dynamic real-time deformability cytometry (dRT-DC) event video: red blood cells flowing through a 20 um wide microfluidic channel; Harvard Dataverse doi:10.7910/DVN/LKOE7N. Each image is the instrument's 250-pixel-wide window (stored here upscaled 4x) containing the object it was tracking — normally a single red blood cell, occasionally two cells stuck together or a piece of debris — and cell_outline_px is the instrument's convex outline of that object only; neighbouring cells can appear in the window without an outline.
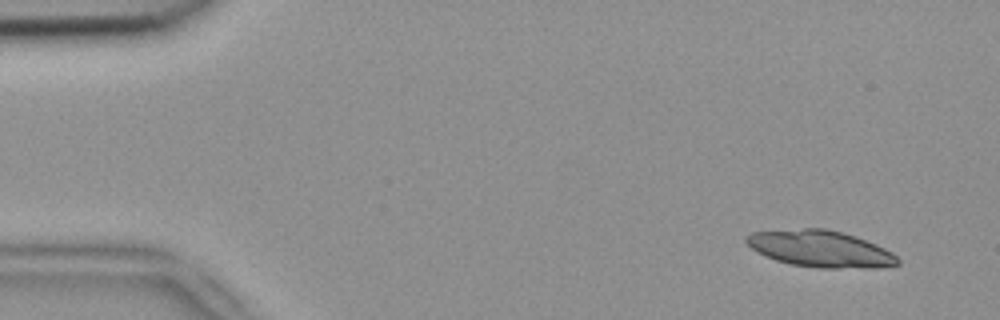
{"species": "common noctule bat (a hibernating species)", "species_latin": "Nyctalus noctula", "temperature_condition": "room temperature", "stored_images_in_passage": 5, "camera_frame_rate_fps": 3000, "um_per_image_px": 0.085, "animal": {"sex": "female", "body_mass_g": 18.4}, "frame": {"image": 1, "passage_image": 1, "time_ms": 0.0, "image_size_px": [1000, 320], "cell_outline_px": [[900, 264], [876, 268], [820, 268], [792, 264], [776, 260], [764, 256], [756, 252], [744, 240], [744, 236], [752, 232], [804, 228], [828, 228], [844, 232], [856, 236], [876, 244], [892, 252], [900, 260]], "centroid_in_image_um": [69.74, 21.14], "position_along_channel_um": 15.3, "area_um2": 32.54}}
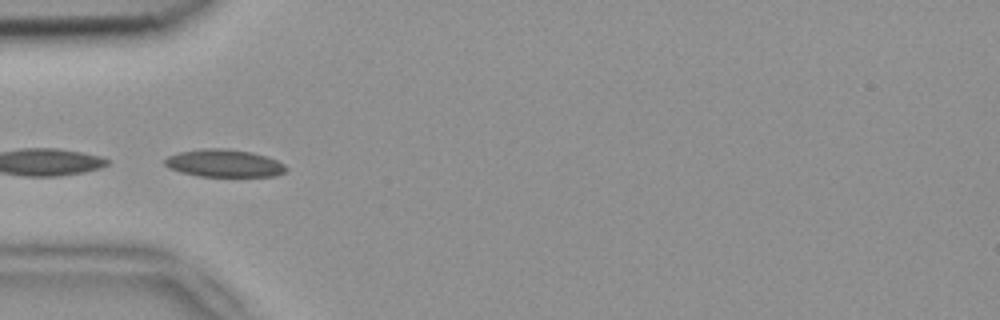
{"frame": {"image": 2, "passage_image": 4, "time_ms": 1.0, "image_size_px": [1000, 320], "cell_outline_px": [[288, 168], [284, 172], [276, 176], [196, 176], [180, 172], [168, 168], [164, 164], [164, 160], [168, 156], [180, 152], [204, 148], [224, 148], [252, 152], [276, 160], [284, 164]], "centroid_in_image_um": [19.03, 13.88], "position_along_channel_um": 66.0, "area_um2": 19.48}}